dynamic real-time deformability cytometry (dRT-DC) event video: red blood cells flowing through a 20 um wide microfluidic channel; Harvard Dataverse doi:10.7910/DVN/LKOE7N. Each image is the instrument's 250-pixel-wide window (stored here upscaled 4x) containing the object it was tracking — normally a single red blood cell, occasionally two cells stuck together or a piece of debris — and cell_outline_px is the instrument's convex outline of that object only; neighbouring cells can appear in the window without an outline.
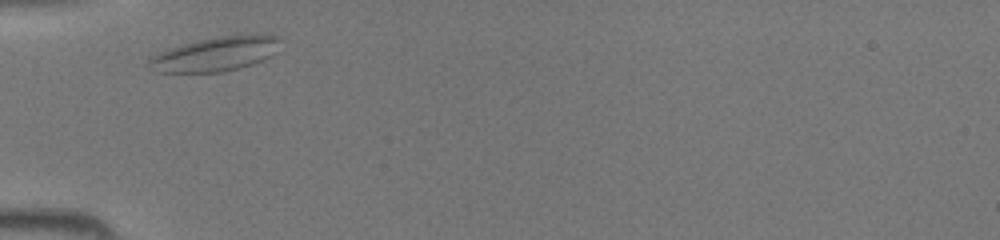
{"species": "common noctule bat (a hibernating species)", "species_latin": "Nyctalus noctula", "temperature_condition": "room temperature", "stored_images_in_passage": 25, "camera_frame_rate_fps": 3000, "um_per_image_px": 0.085, "animal": {"sex": "female", "body_mass_g": 19.5, "forearm_length_mm": 54.1}, "frame": {"image": 1, "passage_image": 1, "time_ms": 0.0, "image_size_px": [1000, 240], "cell_outline_px": [[280, 40], [272, 56], [264, 60], [240, 68], [220, 72], [156, 72], [148, 64], [148, 60], [152, 56], [168, 48], [216, 36], [264, 32], [280, 36]], "centroid_in_image_um": [18.39, 4.56], "position_along_channel_um": 66.6, "area_um2": 26.59}}
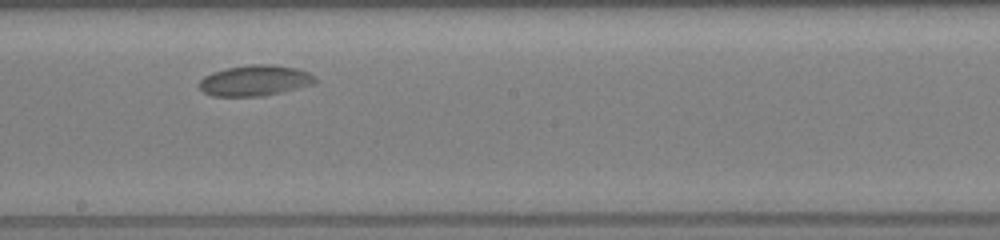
{"frame": {"image": 2, "passage_image": 12, "time_ms": 3.667, "image_size_px": [1000, 240], "cell_outline_px": [[316, 84], [264, 96], [212, 96], [204, 92], [200, 88], [200, 80], [204, 76], [212, 72], [228, 68], [248, 64], [276, 64], [296, 68], [308, 72], [316, 76]], "centroid_in_image_um": [21.71, 6.84], "position_along_channel_um": 226.5, "area_um2": 20.92}}
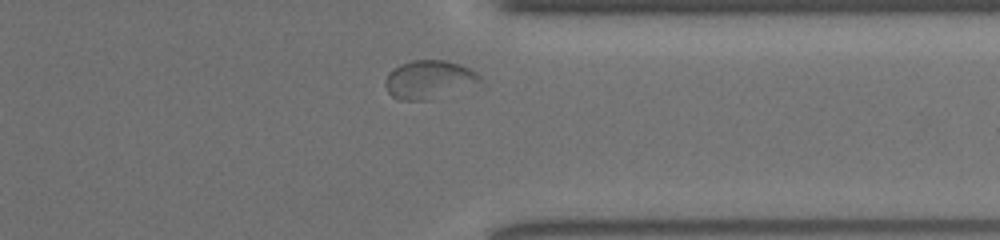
{"frame": {"image": 3, "passage_image": 22, "time_ms": 7.0, "image_size_px": [1000, 240], "cell_outline_px": [[484, 80], [432, 100], [400, 100], [392, 96], [388, 92], [384, 84], [384, 80], [388, 72], [392, 68], [400, 64], [412, 60], [444, 60], [460, 64], [476, 72]], "centroid_in_image_um": [36.41, 6.75], "position_along_channel_um": 375.0, "area_um2": 21.15}}